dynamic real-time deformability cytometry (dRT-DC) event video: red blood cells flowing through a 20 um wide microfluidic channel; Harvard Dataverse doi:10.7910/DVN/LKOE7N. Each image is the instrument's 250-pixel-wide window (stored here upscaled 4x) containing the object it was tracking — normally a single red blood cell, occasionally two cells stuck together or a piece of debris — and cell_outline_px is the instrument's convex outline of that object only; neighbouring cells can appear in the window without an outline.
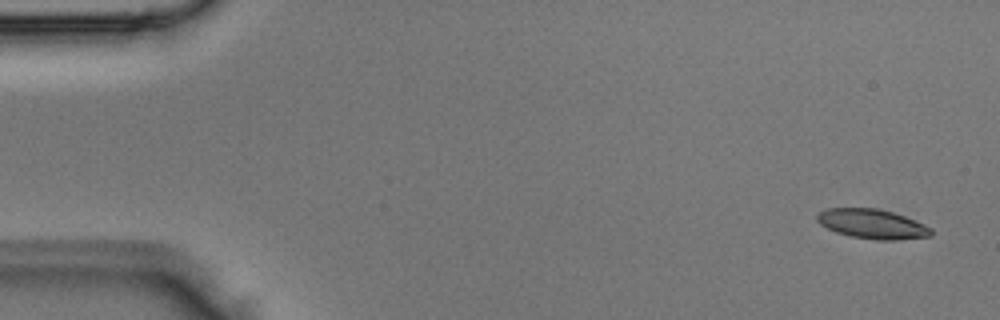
{"species": "Egyptian fruit bat (a non-hibernating species)", "species_latin": "Rousettus aegyptiacus", "temperature_condition": "room temperature", "stored_images_in_passage": 4, "camera_frame_rate_fps": 3000, "um_per_image_px": 0.085, "animal": {"sex": "male"}, "frame": {"image": 1, "passage_image": 1, "time_ms": 0.0, "image_size_px": [1000, 320], "cell_outline_px": [[932, 236], [892, 240], [880, 240], [852, 236], [836, 232], [820, 224], [816, 220], [816, 216], [824, 208], [876, 208], [892, 212], [904, 216], [924, 224], [932, 228]], "centroid_in_image_um": [74.13, 19.03], "position_along_channel_um": 10.9, "area_um2": 19.48}}
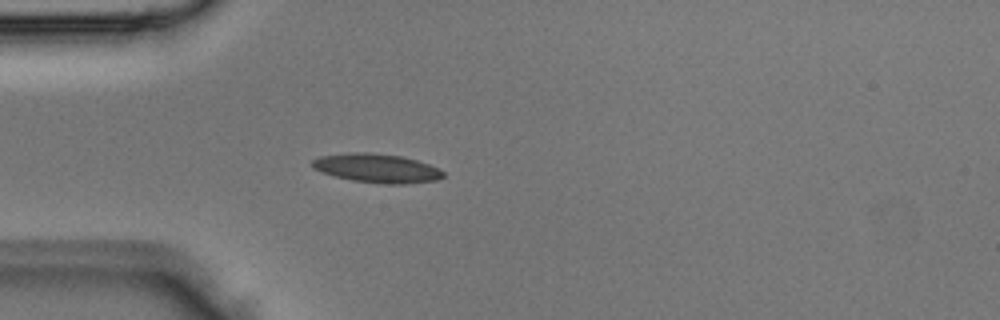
{"frame": {"image": 2, "passage_image": 4, "time_ms": 1.0, "image_size_px": [1000, 320], "cell_outline_px": [[444, 176], [436, 180], [404, 184], [388, 184], [352, 180], [320, 172], [312, 168], [312, 160], [320, 156], [348, 152], [368, 152], [400, 156], [416, 160], [440, 168], [444, 172]], "centroid_in_image_um": [32.02, 14.29], "position_along_channel_um": 53.0, "area_um2": 22.02}}